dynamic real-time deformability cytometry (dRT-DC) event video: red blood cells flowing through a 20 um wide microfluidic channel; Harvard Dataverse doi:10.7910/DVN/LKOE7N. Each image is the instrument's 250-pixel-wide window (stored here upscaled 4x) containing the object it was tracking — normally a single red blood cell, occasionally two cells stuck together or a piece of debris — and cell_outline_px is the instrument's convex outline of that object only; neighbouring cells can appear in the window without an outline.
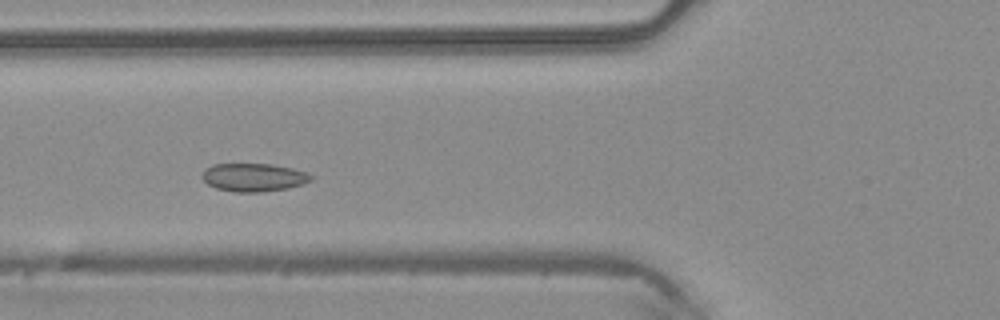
{"species": "common noctule bat (a hibernating species)", "species_latin": "Nyctalus noctula", "temperature_condition": "warm", "stored_images_in_passage": 44, "camera_frame_rate_fps": 3000, "um_per_image_px": 0.085, "animal": {"sex": "male", "body_mass_g": 20.4}, "frame": {"image": 1, "passage_image": 13, "time_ms": 4.0, "image_size_px": [1000, 320], "cell_outline_px": [[312, 180], [288, 188], [260, 192], [236, 192], [216, 188], [208, 184], [200, 176], [212, 164], [272, 164], [292, 168], [304, 172], [312, 176]], "centroid_in_image_um": [21.54, 15.07], "position_along_channel_um": 104.3, "area_um2": 17.63}}
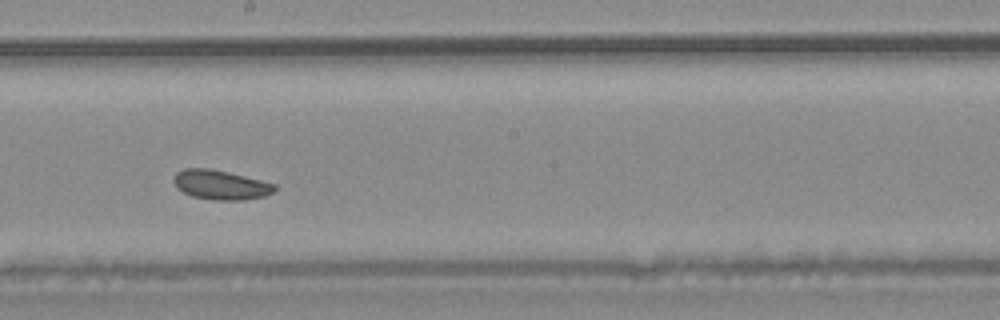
{"frame": {"image": 2, "passage_image": 22, "time_ms": 7.0, "image_size_px": [1000, 320], "cell_outline_px": [[276, 188], [272, 192], [264, 196], [244, 200], [216, 200], [192, 196], [176, 188], [172, 180], [176, 172], [184, 168], [208, 168], [228, 172], [276, 184]], "centroid_in_image_um": [18.72, 15.71], "position_along_channel_um": 229.5, "area_um2": 17.28}}
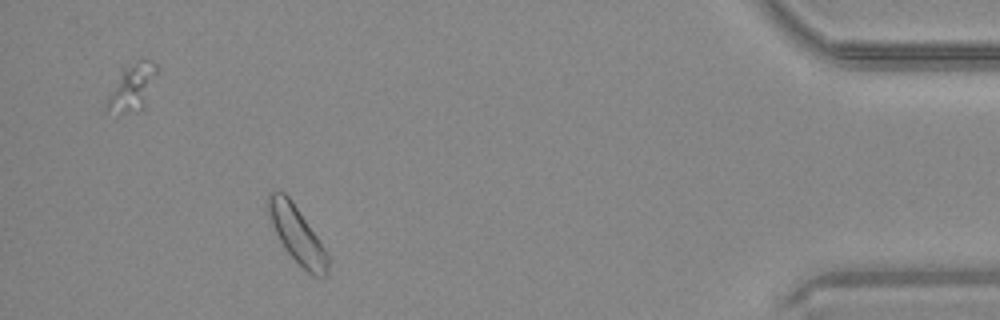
{"frame": {"image": 3, "passage_image": 39, "time_ms": 12.667, "image_size_px": [1000, 320], "cell_outline_px": [[328, 276], [312, 276], [284, 248], [272, 224], [268, 212], [268, 192], [284, 192], [292, 200], [324, 248], [328, 256]], "centroid_in_image_um": [25.25, 19.94], "position_along_channel_um": 410.0, "area_um2": 19.07}}